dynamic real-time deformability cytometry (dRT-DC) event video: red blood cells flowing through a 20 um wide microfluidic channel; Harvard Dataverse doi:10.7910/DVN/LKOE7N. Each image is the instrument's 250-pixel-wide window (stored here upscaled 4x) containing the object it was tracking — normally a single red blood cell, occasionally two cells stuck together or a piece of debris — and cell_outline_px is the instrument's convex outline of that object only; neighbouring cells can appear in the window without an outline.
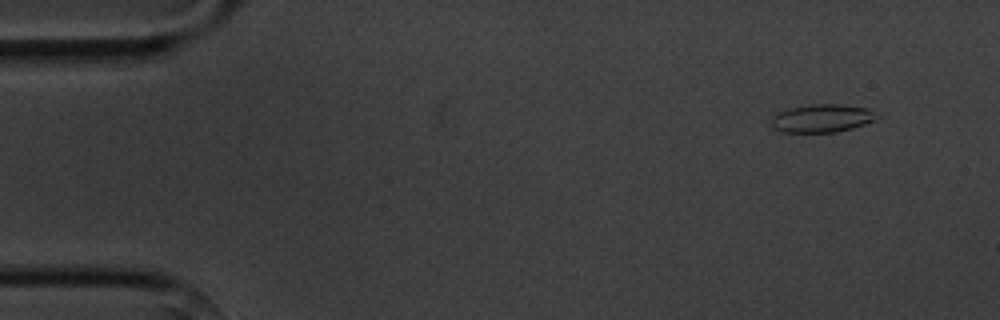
{"species": "common noctule bat (a hibernating species)", "species_latin": "Nyctalus noctula", "temperature_condition": "cold", "stored_images_in_passage": 4, "camera_frame_rate_fps": 3000, "um_per_image_px": 0.085, "animal": {"sex": "male", "body_mass_g": 20.1, "forearm_length_mm": 53.5}, "frame": {"image": 1, "passage_image": 1, "time_ms": 0.0, "image_size_px": [1000, 320], "cell_outline_px": [[880, 116], [876, 120], [852, 128], [836, 132], [784, 132], [772, 128], [772, 116], [780, 112], [792, 108], [812, 104], [840, 104], [872, 108]], "centroid_in_image_um": [69.94, 10.05], "position_along_channel_um": 15.1, "area_um2": 17.34}}
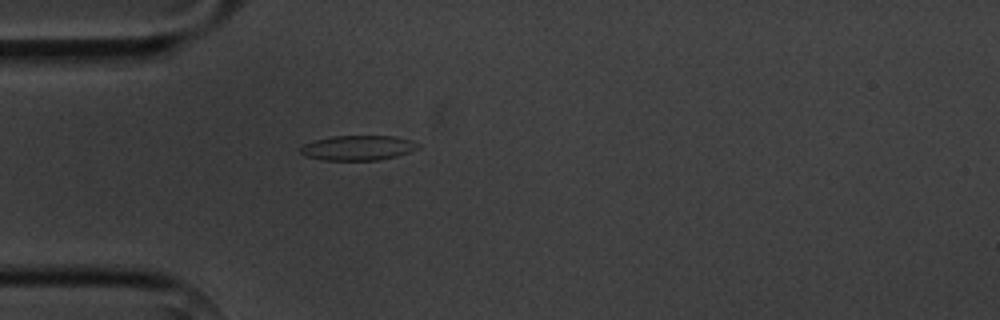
{"frame": {"image": 2, "passage_image": 4, "time_ms": 3.667, "image_size_px": [1000, 320], "cell_outline_px": [[420, 148], [396, 156], [376, 160], [324, 160], [304, 156], [300, 152], [300, 148], [304, 144], [316, 140], [332, 136], [396, 136], [412, 140], [420, 144]], "centroid_in_image_um": [30.44, 12.56], "position_along_channel_um": 54.6, "area_um2": 17.05}}